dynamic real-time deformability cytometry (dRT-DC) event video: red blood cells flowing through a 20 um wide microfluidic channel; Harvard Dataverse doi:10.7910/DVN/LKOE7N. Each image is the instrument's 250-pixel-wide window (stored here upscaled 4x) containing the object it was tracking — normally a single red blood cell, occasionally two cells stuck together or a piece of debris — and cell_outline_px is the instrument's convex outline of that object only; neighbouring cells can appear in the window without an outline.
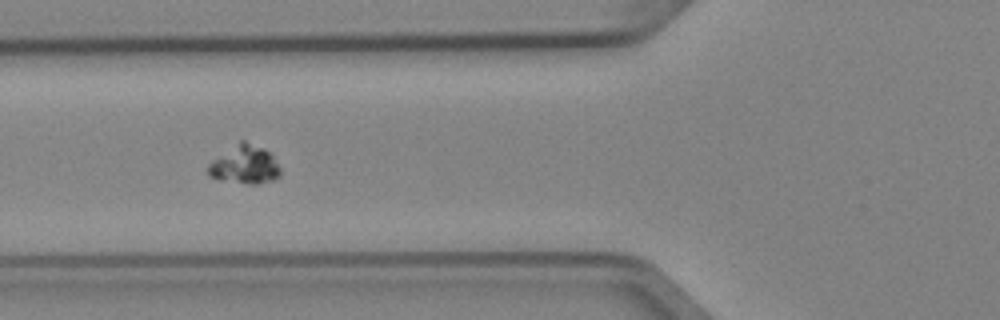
{"species": "Egyptian fruit bat (a non-hibernating species)", "species_latin": "Rousettus aegyptiacus", "temperature_condition": "cold", "stored_images_in_passage": 9, "camera_frame_rate_fps": 3000, "um_per_image_px": 0.085, "animal": {"sex": "female"}, "frame": {"image": 1, "passage_image": 7, "time_ms": 2.0, "image_size_px": [1000, 320], "cell_outline_px": [[280, 176], [276, 180], [260, 184], [248, 184], [208, 176], [208, 164], [212, 160], [240, 140], [244, 140], [264, 148], [272, 156], [280, 168]], "centroid_in_image_um": [20.82, 14.0], "position_along_channel_um": 105.0, "area_um2": 16.13}}
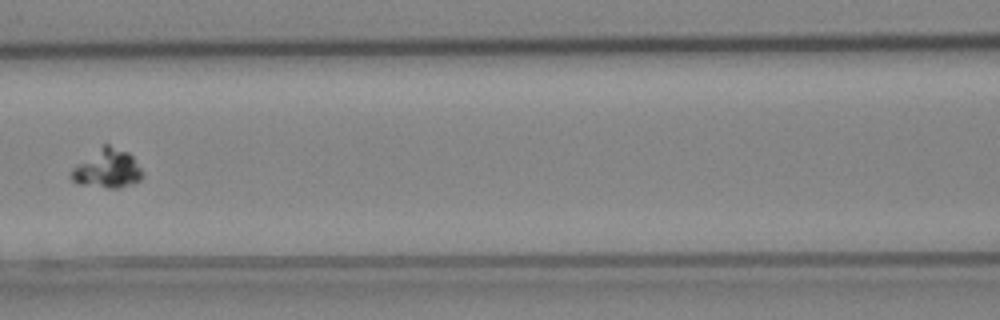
{"frame": {"image": 2, "passage_image": 8, "time_ms": 2.333, "image_size_px": [1000, 320], "cell_outline_px": [[144, 176], [140, 180], [132, 184], [120, 188], [108, 188], [76, 184], [68, 176], [72, 168], [104, 144], [108, 144], [128, 152], [132, 156], [140, 168]], "centroid_in_image_um": [9.1, 14.36], "position_along_channel_um": 157.5, "area_um2": 16.13}}